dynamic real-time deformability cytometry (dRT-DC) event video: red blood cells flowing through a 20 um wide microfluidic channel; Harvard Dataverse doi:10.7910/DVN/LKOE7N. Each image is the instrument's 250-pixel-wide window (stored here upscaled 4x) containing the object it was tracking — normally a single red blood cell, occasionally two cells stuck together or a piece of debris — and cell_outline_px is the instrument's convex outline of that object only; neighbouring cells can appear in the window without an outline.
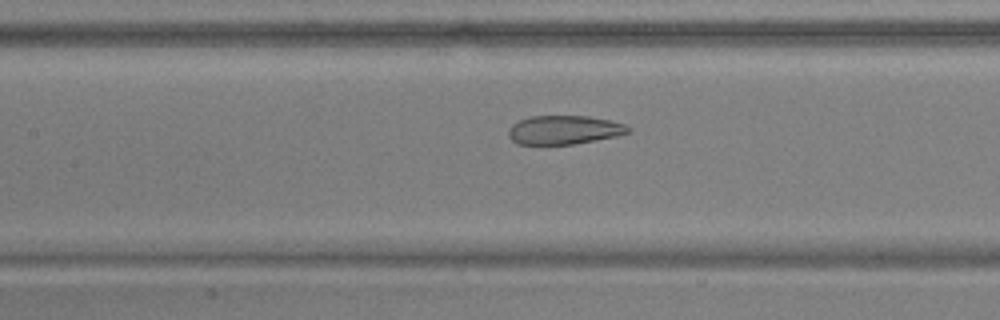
{"species": "common noctule bat (a hibernating species)", "species_latin": "Nyctalus noctula", "temperature_condition": "warm", "stored_images_in_passage": 54, "camera_frame_rate_fps": 3000, "um_per_image_px": 0.085, "animal": {"sex": "male", "body_mass_g": 17.9, "forearm_length_mm": 54.2}, "frame": {"image": 1, "passage_image": 25, "time_ms": 8.0, "image_size_px": [1000, 320], "cell_outline_px": [[632, 132], [616, 136], [596, 140], [572, 144], [516, 144], [508, 136], [508, 128], [512, 124], [528, 116], [588, 116], [608, 120], [624, 124], [632, 128]], "centroid_in_image_um": [47.94, 11.04], "position_along_channel_um": 159.5, "area_um2": 20.17}}
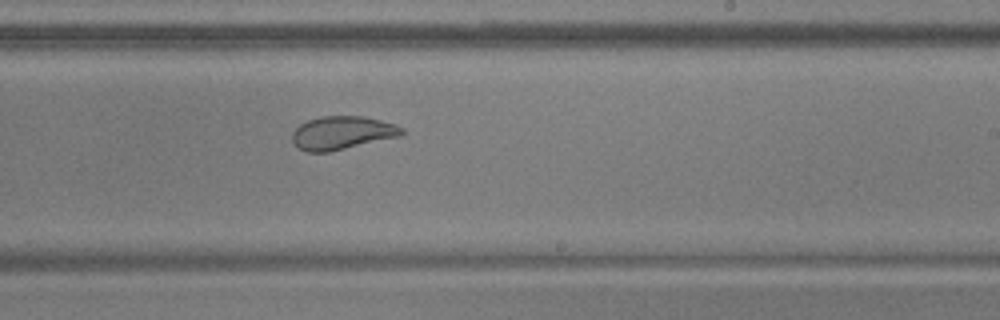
{"frame": {"image": 2, "passage_image": 33, "time_ms": 10.667, "image_size_px": [1000, 320], "cell_outline_px": [[404, 132], [400, 136], [328, 152], [304, 152], [292, 140], [292, 132], [300, 124], [308, 120], [320, 116], [364, 116], [396, 124], [404, 128]], "centroid_in_image_um": [29.08, 11.28], "position_along_channel_um": 259.9, "area_um2": 21.21}}
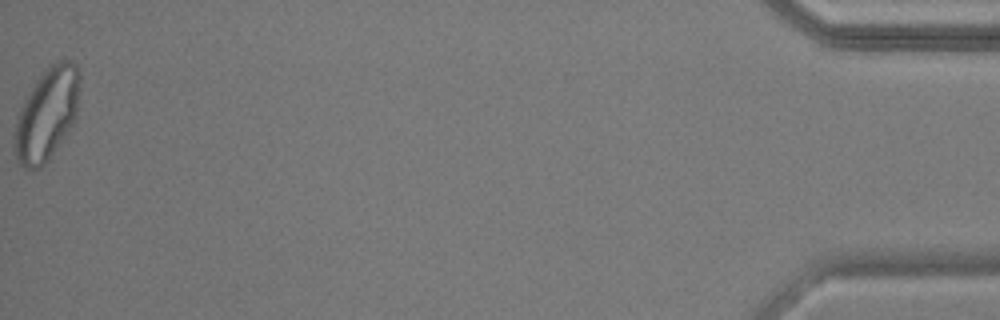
{"frame": {"image": 3, "passage_image": 54, "time_ms": 17.667, "image_size_px": [1000, 320], "cell_outline_px": [[80, 76], [76, 120], [48, 160], [40, 168], [24, 168], [16, 160], [12, 148], [12, 136], [16, 116], [24, 100], [44, 68], [56, 60], [72, 60], [76, 64], [80, 72]], "centroid_in_image_um": [3.95, 9.7], "position_along_channel_um": 431.2, "area_um2": 35.72}, "authors_computed_cell_mechanics": {"area_um2": 27.0215, "velocity_mm_per_s": 3.7822, "shape_relaxation_time_tau1_ms": null, "shape_relaxation_time_tau2_ms": 1.0462, "deformation_change_tau1": null, "deformation_change_tau2": 0.0678}}